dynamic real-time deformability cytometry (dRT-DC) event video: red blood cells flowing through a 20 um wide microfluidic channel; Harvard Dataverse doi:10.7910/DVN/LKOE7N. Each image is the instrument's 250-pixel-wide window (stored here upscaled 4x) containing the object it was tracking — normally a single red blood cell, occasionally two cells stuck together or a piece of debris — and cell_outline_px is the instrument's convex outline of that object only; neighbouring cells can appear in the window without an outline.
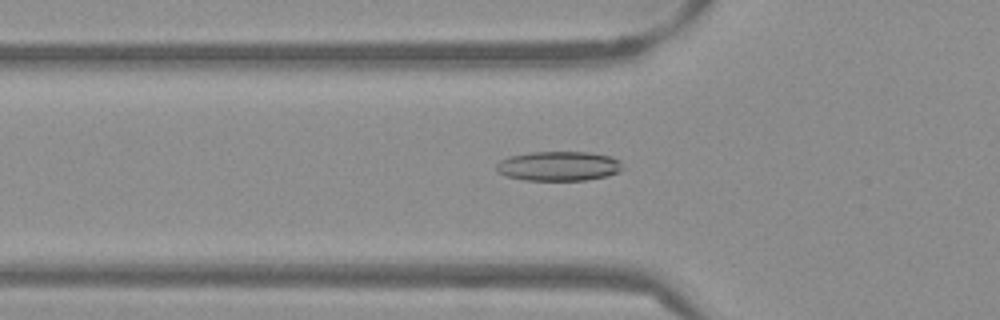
{"species": "Egyptian fruit bat (a non-hibernating species)", "species_latin": "Rousettus aegyptiacus", "temperature_condition": "warm", "stored_images_in_passage": 49, "camera_frame_rate_fps": 3000, "um_per_image_px": 0.085, "frame": {"image": 1, "passage_image": 14, "time_ms": 4.333, "image_size_px": [1000, 320], "cell_outline_px": [[624, 168], [620, 172], [608, 176], [584, 180], [524, 180], [508, 176], [500, 172], [496, 168], [496, 164], [500, 160], [508, 156], [532, 152], [592, 152], [612, 156], [620, 160]], "centroid_in_image_um": [47.55, 14.11], "position_along_channel_um": 78.3, "area_um2": 21.91}}
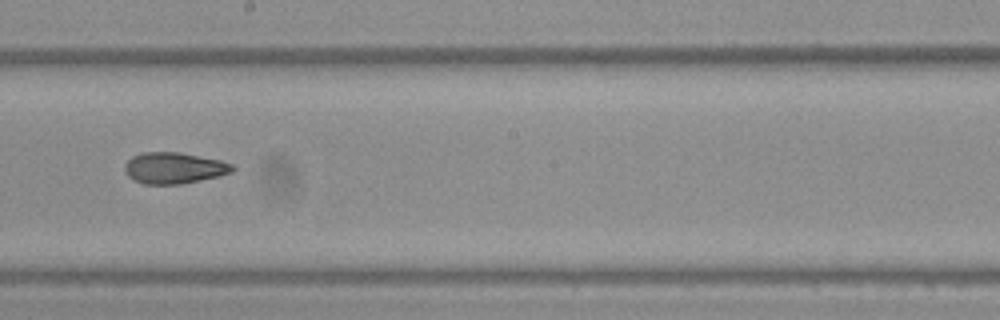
{"frame": {"image": 2, "passage_image": 26, "time_ms": 8.333, "image_size_px": [1000, 320], "cell_outline_px": [[236, 168], [232, 172], [220, 176], [180, 184], [144, 184], [132, 180], [124, 172], [124, 164], [132, 156], [140, 152], [180, 152], [220, 160], [232, 164]], "centroid_in_image_um": [14.77, 14.28], "position_along_channel_um": 233.4, "area_um2": 19.83}}
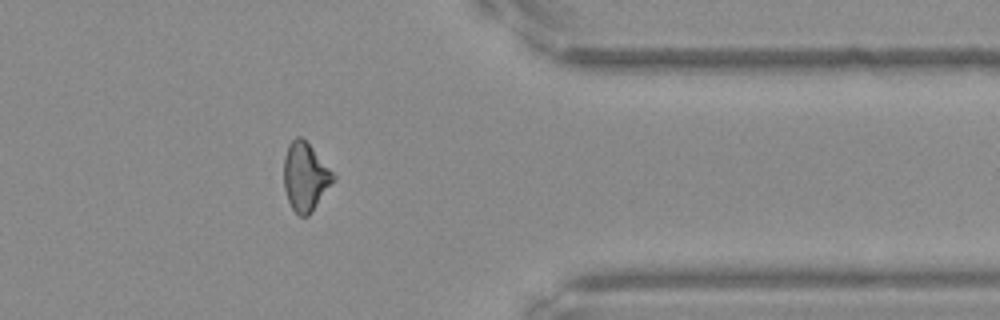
{"frame": {"image": 3, "passage_image": 39, "time_ms": 12.667, "image_size_px": [1000, 320], "cell_outline_px": [[336, 180], [308, 216], [300, 216], [292, 208], [288, 200], [284, 188], [284, 156], [288, 144], [296, 136], [300, 136], [312, 148], [336, 176]], "centroid_in_image_um": [25.95, 15.03], "position_along_channel_um": 385.5, "area_um2": 19.54}, "authors_computed_cell_mechanics": {"area_um2": 19.8832, "velocity_mm_per_s": 3.8514, "shape_relaxation_time_tau1_ms": null, "shape_relaxation_time_tau2_ms": 3.99, "deformation_change_tau1": null, "deformation_change_tau2": 0.1224}}